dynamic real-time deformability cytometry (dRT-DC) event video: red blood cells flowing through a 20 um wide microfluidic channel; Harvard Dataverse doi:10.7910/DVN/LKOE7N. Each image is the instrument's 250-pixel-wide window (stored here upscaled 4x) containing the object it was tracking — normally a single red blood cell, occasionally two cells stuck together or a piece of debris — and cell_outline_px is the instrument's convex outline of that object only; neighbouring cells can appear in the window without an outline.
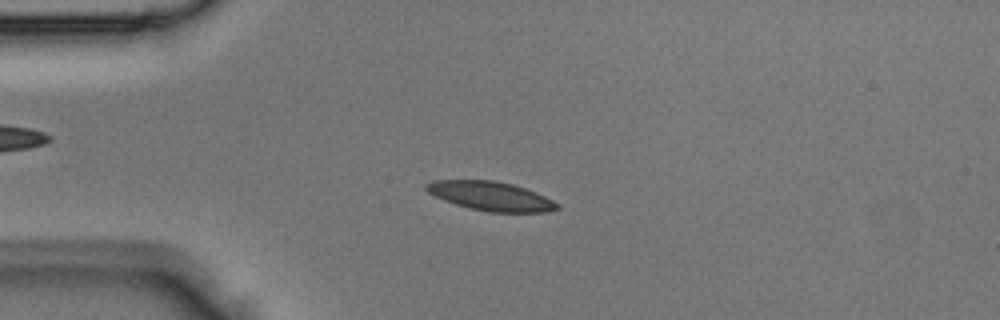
{"species": "Egyptian fruit bat (a non-hibernating species)", "species_latin": "Rousettus aegyptiacus", "temperature_condition": "room temperature", "stored_images_in_passage": 35, "camera_frame_rate_fps": 3000, "um_per_image_px": 0.085, "animal": {"sex": "male"}, "frame": {"image": 1, "passage_image": 2, "time_ms": 0.333, "image_size_px": [1000, 320], "cell_outline_px": [[560, 208], [544, 212], [488, 212], [468, 208], [444, 200], [428, 192], [424, 188], [424, 184], [432, 180], [492, 180], [512, 184], [536, 192], [560, 204]], "centroid_in_image_um": [41.7, 16.67], "position_along_channel_um": 43.3, "area_um2": 22.14}}
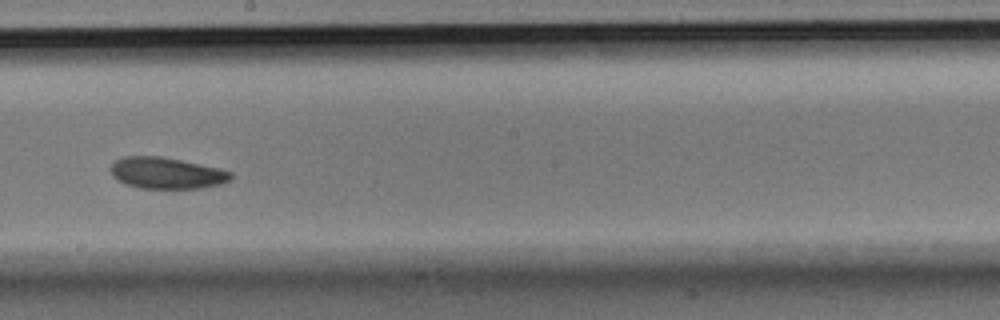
{"frame": {"image": 2, "passage_image": 16, "time_ms": 5.0, "image_size_px": [1000, 320], "cell_outline_px": [[232, 180], [220, 184], [200, 188], [140, 188], [124, 184], [116, 180], [112, 176], [112, 164], [116, 160], [124, 156], [160, 156], [220, 168], [232, 172]], "centroid_in_image_um": [14.16, 14.71], "position_along_channel_um": 234.0, "area_um2": 21.96}}
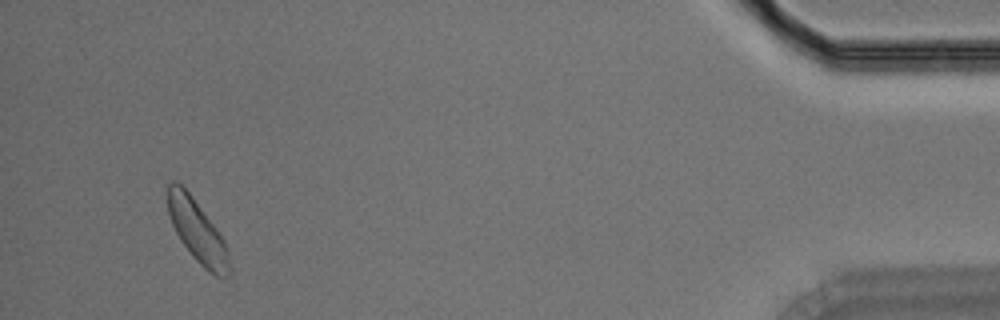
{"frame": {"image": 3, "passage_image": 33, "time_ms": 10.667, "image_size_px": [1000, 320], "cell_outline_px": [[232, 272], [224, 280], [216, 276], [204, 268], [192, 256], [180, 240], [172, 224], [168, 212], [168, 184], [172, 180], [176, 180], [188, 192], [216, 228], [224, 240], [228, 252], [232, 268]], "centroid_in_image_um": [16.81, 19.72], "position_along_channel_um": 418.4, "area_um2": 22.31}}